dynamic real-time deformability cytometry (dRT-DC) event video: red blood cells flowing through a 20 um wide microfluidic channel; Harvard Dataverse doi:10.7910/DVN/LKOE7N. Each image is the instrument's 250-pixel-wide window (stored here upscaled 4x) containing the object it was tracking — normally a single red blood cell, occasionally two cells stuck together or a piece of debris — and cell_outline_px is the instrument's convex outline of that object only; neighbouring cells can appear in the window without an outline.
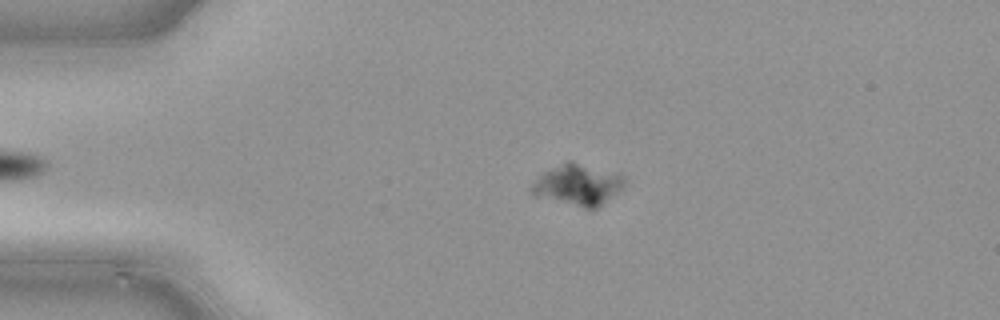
{"species": "common noctule bat (a hibernating species)", "species_latin": "Nyctalus noctula", "temperature_condition": "cold", "stored_images_in_passage": 49, "camera_frame_rate_fps": 3000, "um_per_image_px": 0.085, "animal": {"sex": "male", "body_mass_g": 21.5, "forearm_length_mm": 52.0}, "frame": {"image": 1, "passage_image": 11, "time_ms": 3.333, "image_size_px": [1000, 320], "cell_outline_px": [[628, 180], [616, 192], [596, 208], [584, 208], [536, 196], [532, 192], [532, 184], [544, 172], [568, 160], [572, 160], [620, 172]], "centroid_in_image_um": [49.17, 15.66], "position_along_channel_um": 35.8, "area_um2": 22.14}}
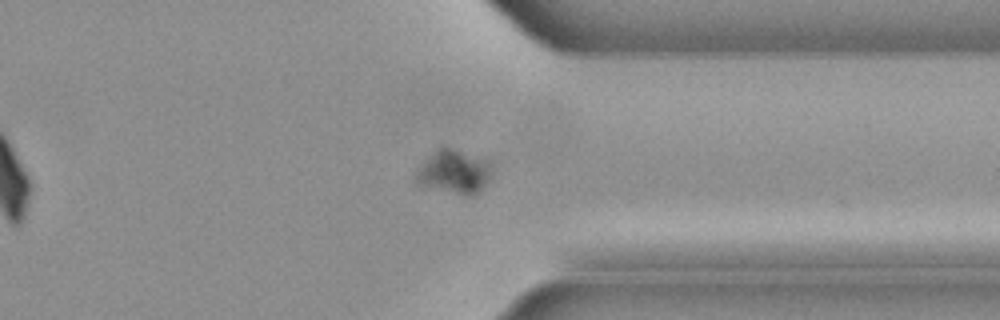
{"frame": {"image": 2, "passage_image": 38, "time_ms": 12.333, "image_size_px": [1000, 320], "cell_outline_px": [[488, 180], [472, 196], [464, 196], [416, 188], [412, 180], [416, 168], [424, 160], [440, 148], [448, 148], [484, 160], [488, 164]], "centroid_in_image_um": [38.37, 14.72], "position_along_channel_um": 373.0, "area_um2": 19.36}}
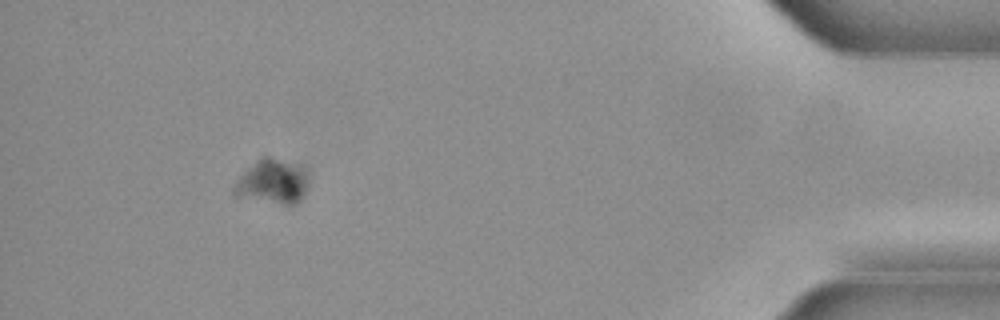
{"frame": {"image": 3, "passage_image": 45, "time_ms": 14.667, "image_size_px": [1000, 320], "cell_outline_px": [[308, 184], [300, 200], [292, 204], [284, 204], [236, 196], [232, 192], [232, 188], [240, 176], [260, 156], [268, 156], [304, 164], [308, 168]], "centroid_in_image_um": [23.21, 15.38], "position_along_channel_um": 412.0, "area_um2": 19.59}}